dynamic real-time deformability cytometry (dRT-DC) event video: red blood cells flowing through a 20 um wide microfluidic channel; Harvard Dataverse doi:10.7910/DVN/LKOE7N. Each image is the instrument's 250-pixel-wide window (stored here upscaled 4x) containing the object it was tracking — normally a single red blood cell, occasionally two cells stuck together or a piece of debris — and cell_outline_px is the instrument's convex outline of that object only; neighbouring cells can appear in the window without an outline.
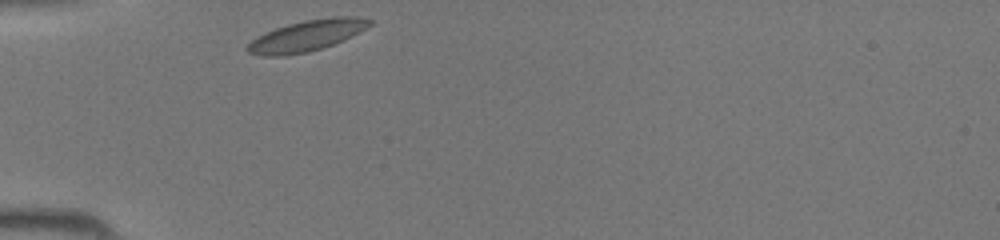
{"species": "common noctule bat (a hibernating species)", "species_latin": "Nyctalus noctula", "temperature_condition": "room temperature", "stored_images_in_passage": 25, "camera_frame_rate_fps": 3000, "um_per_image_px": 0.085, "animal": {"sex": "female", "body_mass_g": 19.5, "forearm_length_mm": 54.1}, "frame": {"image": 1, "passage_image": 1, "time_ms": 0.0, "image_size_px": [1000, 240], "cell_outline_px": [[372, 24], [368, 28], [344, 40], [308, 52], [288, 56], [264, 56], [248, 52], [244, 48], [252, 40], [264, 32], [288, 24], [304, 20], [332, 16], [356, 16], [372, 20]], "centroid_in_image_um": [26.09, 3.03], "position_along_channel_um": 58.9, "area_um2": 22.25}}
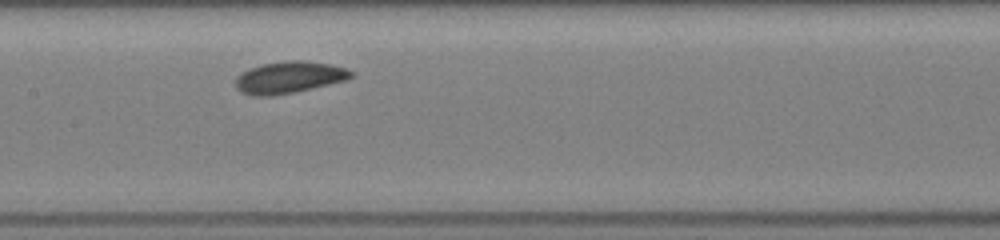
{"frame": {"image": 2, "passage_image": 10, "time_ms": 3.0, "image_size_px": [1000, 240], "cell_outline_px": [[352, 76], [344, 80], [312, 88], [272, 96], [252, 96], [240, 92], [236, 88], [236, 76], [248, 68], [260, 64], [288, 60], [300, 60], [332, 64], [348, 68], [352, 72]], "centroid_in_image_um": [24.52, 6.56], "position_along_channel_um": 182.9, "area_um2": 21.44}}
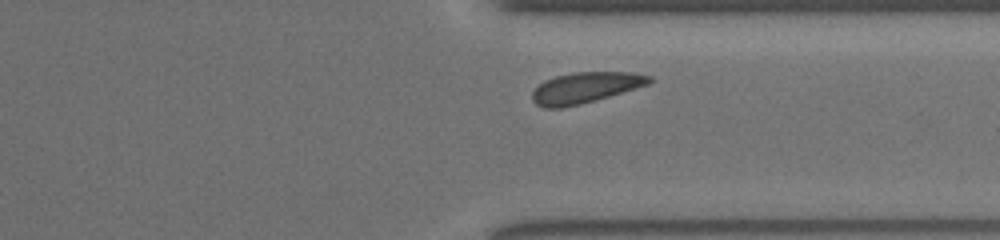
{"frame": {"image": 3, "passage_image": 22, "time_ms": 7.0, "image_size_px": [1000, 240], "cell_outline_px": [[656, 80], [648, 84], [636, 88], [596, 100], [580, 104], [560, 108], [544, 108], [536, 104], [532, 100], [532, 92], [544, 80], [556, 76], [576, 72], [636, 72], [652, 76]], "centroid_in_image_um": [49.79, 7.44], "position_along_channel_um": 361.6, "area_um2": 21.1}}